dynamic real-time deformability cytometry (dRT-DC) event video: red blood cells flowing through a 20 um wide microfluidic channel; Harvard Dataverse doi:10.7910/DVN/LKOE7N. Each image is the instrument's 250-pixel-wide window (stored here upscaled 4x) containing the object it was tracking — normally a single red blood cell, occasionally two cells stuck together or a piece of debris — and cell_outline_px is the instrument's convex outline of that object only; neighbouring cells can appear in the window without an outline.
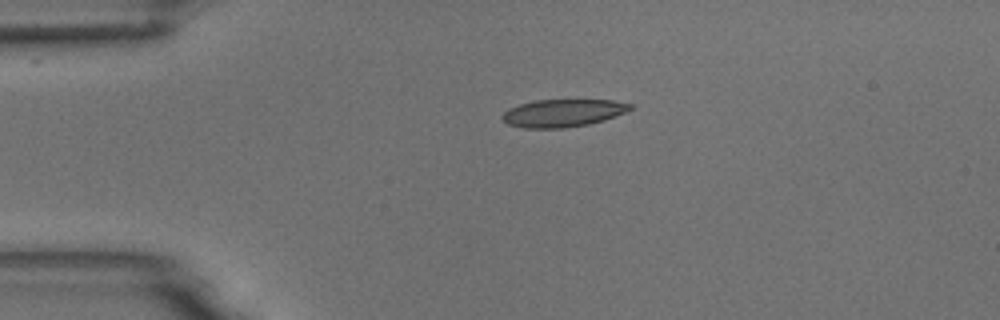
{"species": "common noctule bat (a hibernating species)", "species_latin": "Nyctalus noctula", "temperature_condition": "room temperature", "stored_images_in_passage": 3, "camera_frame_rate_fps": 3000, "um_per_image_px": 0.085, "animal": {"sex": "male", "body_mass_g": 18.8}, "frame": {"image": 1, "passage_image": 3, "time_ms": 3.0, "image_size_px": [1000, 320], "cell_outline_px": [[632, 108], [624, 112], [604, 120], [588, 124], [564, 128], [524, 128], [508, 124], [500, 116], [508, 108], [520, 104], [536, 100], [612, 100], [632, 104]], "centroid_in_image_um": [47.81, 9.61], "position_along_channel_um": 37.2, "area_um2": 20.46}}